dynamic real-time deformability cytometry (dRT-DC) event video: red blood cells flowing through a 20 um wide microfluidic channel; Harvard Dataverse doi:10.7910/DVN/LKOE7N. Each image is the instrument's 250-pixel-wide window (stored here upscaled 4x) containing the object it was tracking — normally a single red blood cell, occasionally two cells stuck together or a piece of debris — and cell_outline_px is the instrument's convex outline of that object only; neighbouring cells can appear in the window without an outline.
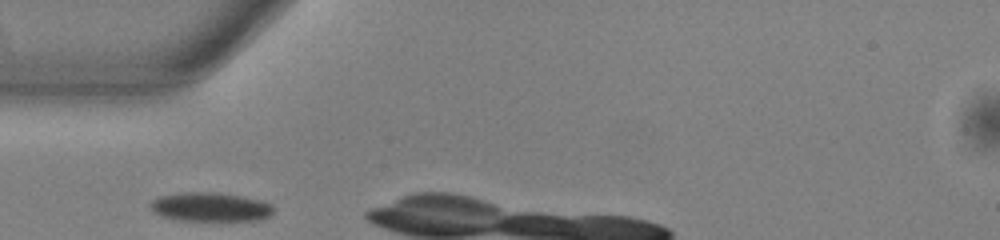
{"species": "common noctule bat (a hibernating species)", "species_latin": "Nyctalus noctula", "temperature_condition": "warm", "stored_images_in_passage": 14, "camera_frame_rate_fps": 3000, "um_per_image_px": 0.085, "animal": {"sex": "male", "body_mass_g": 13.0, "forearm_length_mm": 53.1}, "frame": {"image": 1, "passage_image": 1, "time_ms": 0.0, "image_size_px": [1000, 240], "cell_outline_px": [[276, 208], [268, 216], [260, 220], [180, 220], [160, 216], [152, 212], [148, 204], [152, 200], [160, 196], [184, 192], [216, 192], [240, 196], [260, 200], [272, 204]], "centroid_in_image_um": [17.86, 17.59], "position_along_channel_um": 67.1, "area_um2": 20.87}}
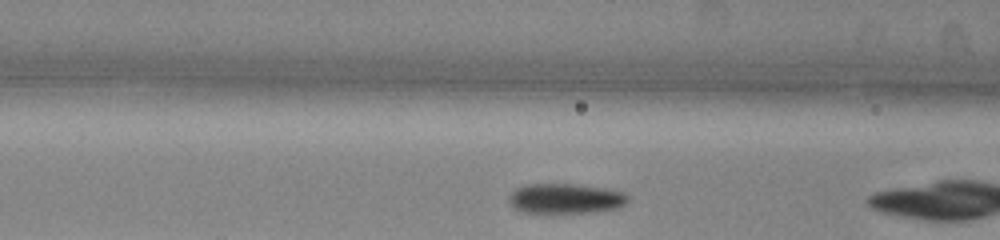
{"frame": {"image": 2, "passage_image": 5, "time_ms": 1.333, "image_size_px": [1000, 240], "cell_outline_px": [[628, 200], [620, 208], [592, 212], [520, 212], [508, 200], [508, 196], [516, 188], [528, 184], [572, 184], [604, 188], [624, 192], [628, 196]], "centroid_in_image_um": [48.08, 16.87], "position_along_channel_um": 118.5, "area_um2": 20.63}}
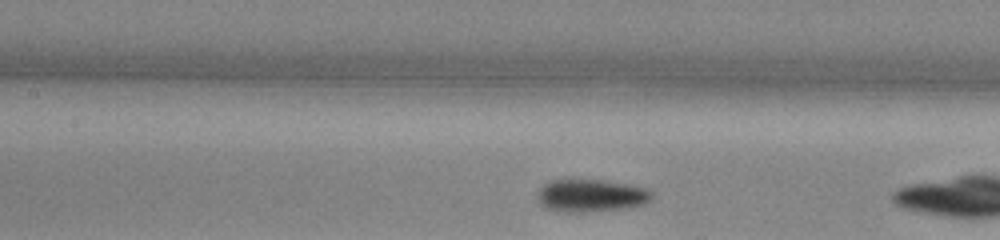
{"frame": {"image": 3, "passage_image": 8, "time_ms": 2.333, "image_size_px": [1000, 240], "cell_outline_px": [[652, 200], [644, 204], [628, 208], [584, 212], [564, 212], [548, 208], [540, 204], [536, 196], [536, 192], [544, 184], [552, 180], [604, 180], [632, 184], [648, 188], [652, 192]], "centroid_in_image_um": [50.27, 16.62], "position_along_channel_um": 157.1, "area_um2": 22.02}}